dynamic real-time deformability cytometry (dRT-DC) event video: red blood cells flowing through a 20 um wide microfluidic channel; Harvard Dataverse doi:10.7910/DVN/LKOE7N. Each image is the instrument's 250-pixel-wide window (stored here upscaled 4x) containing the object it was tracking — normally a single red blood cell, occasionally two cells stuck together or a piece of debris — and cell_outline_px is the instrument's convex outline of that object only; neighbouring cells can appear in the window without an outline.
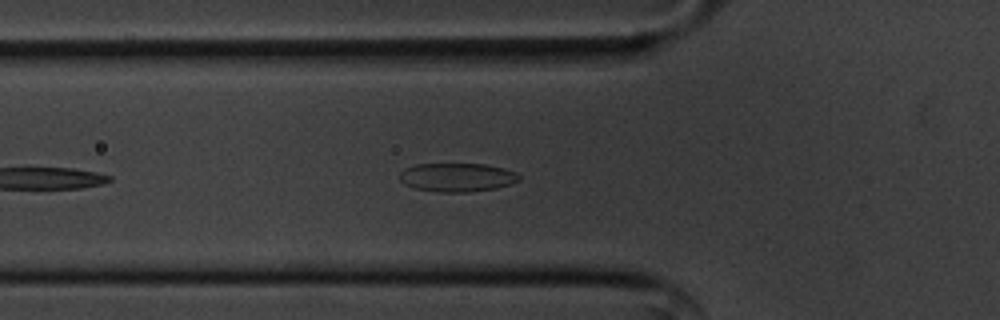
{"species": "common noctule bat (a hibernating species)", "species_latin": "Nyctalus noctula", "temperature_condition": "cold", "stored_images_in_passage": 30, "segment_of_instrument_passage": [1, 2], "camera_frame_rate_fps": 3000, "um_per_image_px": 0.085, "animal": {"sex": "male", "body_mass_g": 20.1, "forearm_length_mm": 53.5}, "frame": {"image": 1, "passage_image": 7, "time_ms": 2.0, "image_size_px": [1000, 320], "cell_outline_px": [[520, 180], [496, 188], [468, 192], [436, 192], [412, 188], [404, 184], [400, 180], [400, 172], [404, 168], [416, 164], [484, 164], [504, 168], [516, 172], [520, 176]], "centroid_in_image_um": [38.82, 15.07], "position_along_channel_um": 87.0, "area_um2": 20.06}}
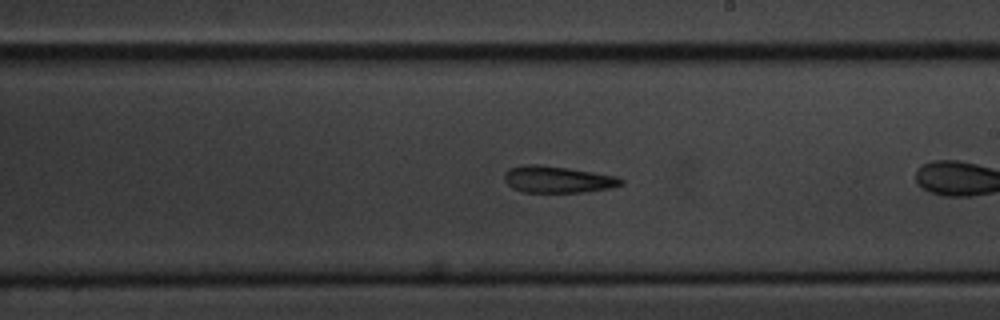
{"frame": {"image": 2, "passage_image": 17, "time_ms": 5.333, "image_size_px": [1000, 320], "cell_outline_px": [[624, 184], [612, 188], [584, 192], [520, 192], [512, 188], [504, 180], [504, 172], [508, 168], [524, 164], [540, 164], [568, 168], [616, 176], [624, 180]], "centroid_in_image_um": [47.37, 15.25], "position_along_channel_um": 241.6, "area_um2": 18.38}}
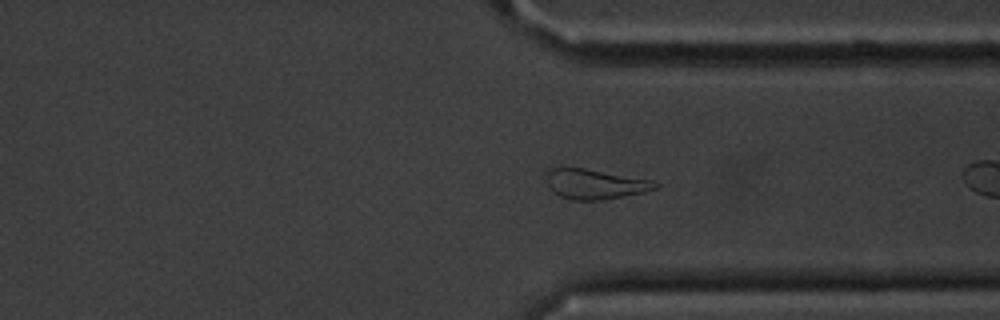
{"frame": {"image": 3, "passage_image": 27, "time_ms": 8.667, "image_size_px": [1000, 320], "cell_outline_px": [[660, 188], [644, 192], [604, 200], [568, 200], [552, 192], [548, 188], [544, 172], [552, 168], [584, 168], [648, 180], [660, 184]], "centroid_in_image_um": [50.51, 15.66], "position_along_channel_um": 360.9, "area_um2": 19.07}}